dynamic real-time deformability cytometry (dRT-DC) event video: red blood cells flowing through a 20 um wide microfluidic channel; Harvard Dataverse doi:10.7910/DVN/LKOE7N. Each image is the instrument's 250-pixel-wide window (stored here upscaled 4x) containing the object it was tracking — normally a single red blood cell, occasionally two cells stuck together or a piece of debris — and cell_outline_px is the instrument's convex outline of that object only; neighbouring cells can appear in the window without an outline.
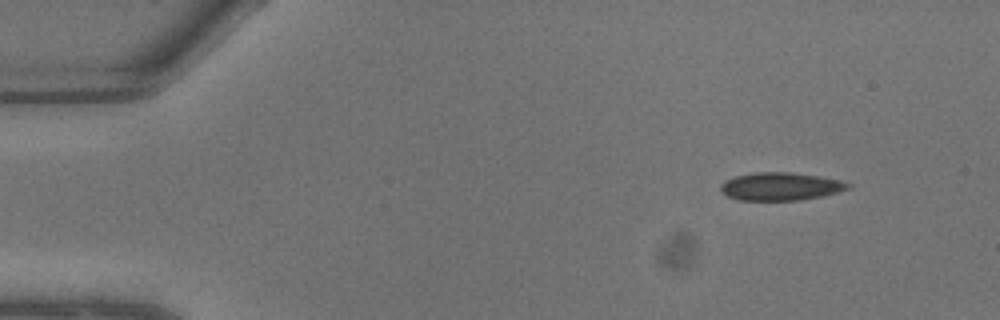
{"species": "common noctule bat (a hibernating species)", "species_latin": "Nyctalus noctula", "temperature_condition": "warm", "stored_images_in_passage": 8, "camera_frame_rate_fps": 3000, "um_per_image_px": 0.085, "animal": {"sex": "male", "body_mass_g": 13.3}, "frame": {"image": 1, "passage_image": 1, "time_ms": 0.0, "image_size_px": [1000, 320], "cell_outline_px": [[852, 188], [840, 192], [800, 200], [736, 200], [720, 192], [720, 184], [724, 180], [736, 176], [756, 172], [788, 172], [816, 176], [840, 180], [852, 184]], "centroid_in_image_um": [66.33, 15.85], "position_along_channel_um": 18.7, "area_um2": 20.81}}
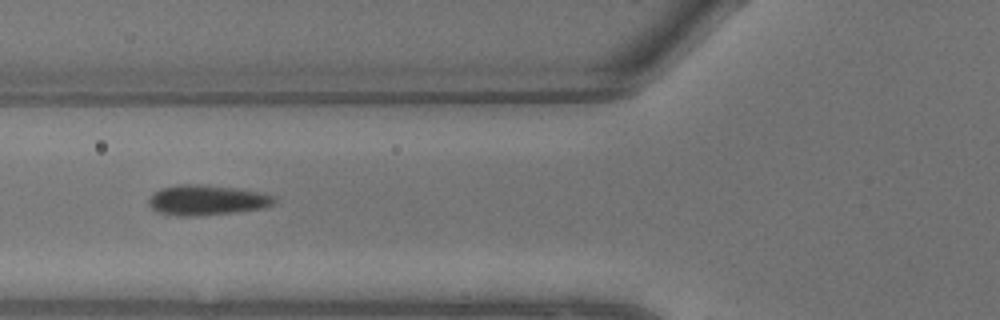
{"frame": {"image": 2, "passage_image": 7, "time_ms": 2.0, "image_size_px": [1000, 320], "cell_outline_px": [[276, 200], [272, 204], [260, 208], [232, 212], [196, 216], [176, 216], [160, 212], [152, 208], [148, 204], [148, 200], [152, 192], [160, 188], [180, 184], [200, 184], [236, 188], [260, 192], [276, 196]], "centroid_in_image_um": [17.53, 16.99], "position_along_channel_um": 108.3, "area_um2": 22.02}}
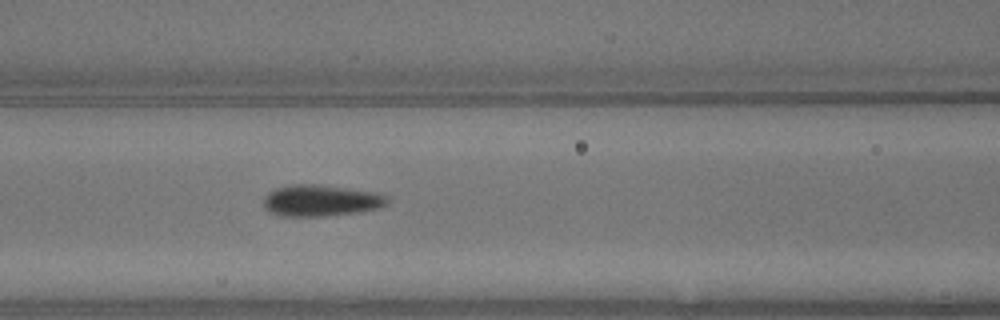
{"frame": {"image": 3, "passage_image": 8, "time_ms": 2.333, "image_size_px": [1000, 320], "cell_outline_px": [[392, 200], [388, 204], [380, 208], [356, 212], [324, 216], [284, 216], [268, 212], [264, 208], [264, 196], [268, 192], [276, 188], [296, 184], [308, 184], [376, 192], [388, 196]], "centroid_in_image_um": [27.29, 17.06], "position_along_channel_um": 139.3, "area_um2": 22.54}}